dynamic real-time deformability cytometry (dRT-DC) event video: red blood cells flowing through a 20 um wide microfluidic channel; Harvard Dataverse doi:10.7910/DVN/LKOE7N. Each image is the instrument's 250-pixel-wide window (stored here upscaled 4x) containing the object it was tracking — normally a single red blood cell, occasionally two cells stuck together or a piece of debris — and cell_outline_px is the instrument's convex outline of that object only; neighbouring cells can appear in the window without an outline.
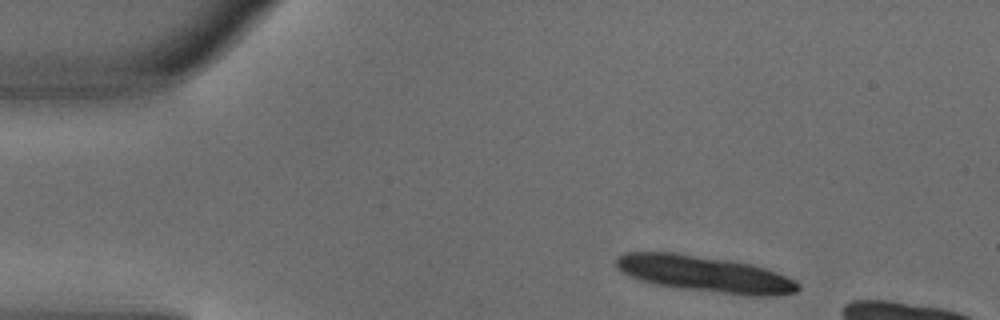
{"species": "common noctule bat (a hibernating species)", "species_latin": "Nyctalus noctula", "temperature_condition": "warm", "stored_images_in_passage": 3, "camera_frame_rate_fps": 3000, "um_per_image_px": 0.085, "animal": {"sex": "male", "body_mass_g": 18.8}, "frame": {"image": 1, "passage_image": 1, "time_ms": 0.0, "image_size_px": [1000, 320], "cell_outline_px": [[800, 288], [796, 292], [768, 296], [752, 296], [680, 288], [656, 284], [640, 280], [628, 276], [620, 272], [616, 268], [616, 256], [628, 252], [676, 252], [728, 260], [752, 264], [776, 272], [796, 280], [800, 284]], "centroid_in_image_um": [59.88, 23.28], "position_along_channel_um": 25.1, "area_um2": 38.38}}